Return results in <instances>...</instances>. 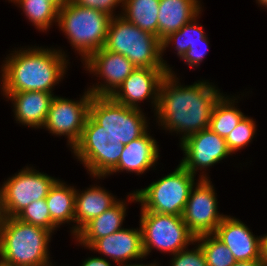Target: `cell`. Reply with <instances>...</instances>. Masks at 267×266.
I'll return each mask as SVG.
<instances>
[{
    "label": "cell",
    "mask_w": 267,
    "mask_h": 266,
    "mask_svg": "<svg viewBox=\"0 0 267 266\" xmlns=\"http://www.w3.org/2000/svg\"><path fill=\"white\" fill-rule=\"evenodd\" d=\"M82 94L79 100L55 95L42 128L49 131L51 135L65 136L70 151L81 138L93 96L88 89Z\"/></svg>",
    "instance_id": "11"
},
{
    "label": "cell",
    "mask_w": 267,
    "mask_h": 266,
    "mask_svg": "<svg viewBox=\"0 0 267 266\" xmlns=\"http://www.w3.org/2000/svg\"><path fill=\"white\" fill-rule=\"evenodd\" d=\"M233 266H263L261 260L236 261Z\"/></svg>",
    "instance_id": "36"
},
{
    "label": "cell",
    "mask_w": 267,
    "mask_h": 266,
    "mask_svg": "<svg viewBox=\"0 0 267 266\" xmlns=\"http://www.w3.org/2000/svg\"><path fill=\"white\" fill-rule=\"evenodd\" d=\"M5 218L2 208V198H1V186H0V227L2 225L3 219Z\"/></svg>",
    "instance_id": "39"
},
{
    "label": "cell",
    "mask_w": 267,
    "mask_h": 266,
    "mask_svg": "<svg viewBox=\"0 0 267 266\" xmlns=\"http://www.w3.org/2000/svg\"><path fill=\"white\" fill-rule=\"evenodd\" d=\"M111 16L66 0L59 9L57 26L83 63L104 47Z\"/></svg>",
    "instance_id": "4"
},
{
    "label": "cell",
    "mask_w": 267,
    "mask_h": 266,
    "mask_svg": "<svg viewBox=\"0 0 267 266\" xmlns=\"http://www.w3.org/2000/svg\"><path fill=\"white\" fill-rule=\"evenodd\" d=\"M103 48L127 57L136 68H166L159 38L121 15L111 18Z\"/></svg>",
    "instance_id": "5"
},
{
    "label": "cell",
    "mask_w": 267,
    "mask_h": 266,
    "mask_svg": "<svg viewBox=\"0 0 267 266\" xmlns=\"http://www.w3.org/2000/svg\"><path fill=\"white\" fill-rule=\"evenodd\" d=\"M87 249L98 252L101 257L104 256L117 265L145 259L140 226L129 229L123 227L113 234L97 239Z\"/></svg>",
    "instance_id": "16"
},
{
    "label": "cell",
    "mask_w": 267,
    "mask_h": 266,
    "mask_svg": "<svg viewBox=\"0 0 267 266\" xmlns=\"http://www.w3.org/2000/svg\"><path fill=\"white\" fill-rule=\"evenodd\" d=\"M208 35L204 37V43L193 44L192 47H189L188 51L184 54L181 60L190 68H198L200 63L203 62V59L208 53L209 49V40Z\"/></svg>",
    "instance_id": "33"
},
{
    "label": "cell",
    "mask_w": 267,
    "mask_h": 266,
    "mask_svg": "<svg viewBox=\"0 0 267 266\" xmlns=\"http://www.w3.org/2000/svg\"><path fill=\"white\" fill-rule=\"evenodd\" d=\"M201 0H160L158 38L162 42L203 12Z\"/></svg>",
    "instance_id": "22"
},
{
    "label": "cell",
    "mask_w": 267,
    "mask_h": 266,
    "mask_svg": "<svg viewBox=\"0 0 267 266\" xmlns=\"http://www.w3.org/2000/svg\"><path fill=\"white\" fill-rule=\"evenodd\" d=\"M254 120L253 117L245 115L236 128L225 138L227 148L232 155L252 143L253 138L256 136V127L258 126Z\"/></svg>",
    "instance_id": "29"
},
{
    "label": "cell",
    "mask_w": 267,
    "mask_h": 266,
    "mask_svg": "<svg viewBox=\"0 0 267 266\" xmlns=\"http://www.w3.org/2000/svg\"><path fill=\"white\" fill-rule=\"evenodd\" d=\"M83 68L100 80L87 87L94 96H111L136 69L127 57L104 48L92 53L83 62Z\"/></svg>",
    "instance_id": "14"
},
{
    "label": "cell",
    "mask_w": 267,
    "mask_h": 266,
    "mask_svg": "<svg viewBox=\"0 0 267 266\" xmlns=\"http://www.w3.org/2000/svg\"><path fill=\"white\" fill-rule=\"evenodd\" d=\"M18 6L31 25L40 32H48L57 25L59 9L47 0H8Z\"/></svg>",
    "instance_id": "27"
},
{
    "label": "cell",
    "mask_w": 267,
    "mask_h": 266,
    "mask_svg": "<svg viewBox=\"0 0 267 266\" xmlns=\"http://www.w3.org/2000/svg\"><path fill=\"white\" fill-rule=\"evenodd\" d=\"M120 199L104 186L94 184L82 191L76 188L74 236L86 223L114 206Z\"/></svg>",
    "instance_id": "21"
},
{
    "label": "cell",
    "mask_w": 267,
    "mask_h": 266,
    "mask_svg": "<svg viewBox=\"0 0 267 266\" xmlns=\"http://www.w3.org/2000/svg\"><path fill=\"white\" fill-rule=\"evenodd\" d=\"M26 47H15L3 60L1 93L41 91L54 94L55 86L62 82L71 63L67 51L39 45Z\"/></svg>",
    "instance_id": "2"
},
{
    "label": "cell",
    "mask_w": 267,
    "mask_h": 266,
    "mask_svg": "<svg viewBox=\"0 0 267 266\" xmlns=\"http://www.w3.org/2000/svg\"><path fill=\"white\" fill-rule=\"evenodd\" d=\"M71 1L78 6L96 9L106 13L111 17L121 15L120 13L116 14L117 10L116 8L119 6V8L121 7L122 8L121 10L123 11V3H124V0H71Z\"/></svg>",
    "instance_id": "32"
},
{
    "label": "cell",
    "mask_w": 267,
    "mask_h": 266,
    "mask_svg": "<svg viewBox=\"0 0 267 266\" xmlns=\"http://www.w3.org/2000/svg\"><path fill=\"white\" fill-rule=\"evenodd\" d=\"M240 219L226 215L214 235L231 251L236 261L260 260L261 235L256 236Z\"/></svg>",
    "instance_id": "17"
},
{
    "label": "cell",
    "mask_w": 267,
    "mask_h": 266,
    "mask_svg": "<svg viewBox=\"0 0 267 266\" xmlns=\"http://www.w3.org/2000/svg\"><path fill=\"white\" fill-rule=\"evenodd\" d=\"M260 260L263 266H267V233L261 236Z\"/></svg>",
    "instance_id": "35"
},
{
    "label": "cell",
    "mask_w": 267,
    "mask_h": 266,
    "mask_svg": "<svg viewBox=\"0 0 267 266\" xmlns=\"http://www.w3.org/2000/svg\"><path fill=\"white\" fill-rule=\"evenodd\" d=\"M200 246L207 266H233L236 262L231 251L214 234L195 237Z\"/></svg>",
    "instance_id": "28"
},
{
    "label": "cell",
    "mask_w": 267,
    "mask_h": 266,
    "mask_svg": "<svg viewBox=\"0 0 267 266\" xmlns=\"http://www.w3.org/2000/svg\"><path fill=\"white\" fill-rule=\"evenodd\" d=\"M139 223L145 258L153 249L172 256L194 245L195 236L182 216L141 211Z\"/></svg>",
    "instance_id": "9"
},
{
    "label": "cell",
    "mask_w": 267,
    "mask_h": 266,
    "mask_svg": "<svg viewBox=\"0 0 267 266\" xmlns=\"http://www.w3.org/2000/svg\"><path fill=\"white\" fill-rule=\"evenodd\" d=\"M201 14L202 12L191 22L185 24L180 30L170 34L161 42L162 62L166 69H173V67H170L167 61L163 59V55L164 53H166L165 51L167 50V48L173 46L172 48H174V50L176 51L175 53L181 59L188 51L189 47H192L193 44L204 43L206 32L203 29V25H200L199 21L197 20L201 18Z\"/></svg>",
    "instance_id": "26"
},
{
    "label": "cell",
    "mask_w": 267,
    "mask_h": 266,
    "mask_svg": "<svg viewBox=\"0 0 267 266\" xmlns=\"http://www.w3.org/2000/svg\"><path fill=\"white\" fill-rule=\"evenodd\" d=\"M76 186L66 184L58 179L51 187L45 198L52 222L58 227L69 224L70 233L74 237V212H75Z\"/></svg>",
    "instance_id": "23"
},
{
    "label": "cell",
    "mask_w": 267,
    "mask_h": 266,
    "mask_svg": "<svg viewBox=\"0 0 267 266\" xmlns=\"http://www.w3.org/2000/svg\"><path fill=\"white\" fill-rule=\"evenodd\" d=\"M52 236L49 230L5 217L0 227V256L17 266H44L52 258Z\"/></svg>",
    "instance_id": "3"
},
{
    "label": "cell",
    "mask_w": 267,
    "mask_h": 266,
    "mask_svg": "<svg viewBox=\"0 0 267 266\" xmlns=\"http://www.w3.org/2000/svg\"><path fill=\"white\" fill-rule=\"evenodd\" d=\"M161 264L157 263L156 260L153 263H149V264H143V263H129V264H125V265H117V266H160Z\"/></svg>",
    "instance_id": "37"
},
{
    "label": "cell",
    "mask_w": 267,
    "mask_h": 266,
    "mask_svg": "<svg viewBox=\"0 0 267 266\" xmlns=\"http://www.w3.org/2000/svg\"><path fill=\"white\" fill-rule=\"evenodd\" d=\"M145 115L147 114L142 109L119 104L110 96L93 95L89 105V116L115 138L118 144L123 145L150 129V122Z\"/></svg>",
    "instance_id": "8"
},
{
    "label": "cell",
    "mask_w": 267,
    "mask_h": 266,
    "mask_svg": "<svg viewBox=\"0 0 267 266\" xmlns=\"http://www.w3.org/2000/svg\"><path fill=\"white\" fill-rule=\"evenodd\" d=\"M255 1H256V3H258V7L260 5L261 7H263V9H264V7H265V9H267V0H255Z\"/></svg>",
    "instance_id": "41"
},
{
    "label": "cell",
    "mask_w": 267,
    "mask_h": 266,
    "mask_svg": "<svg viewBox=\"0 0 267 266\" xmlns=\"http://www.w3.org/2000/svg\"><path fill=\"white\" fill-rule=\"evenodd\" d=\"M16 218L22 222L49 230L53 234L59 229L51 220L48 205L45 199L33 201L26 208H24V210L21 211Z\"/></svg>",
    "instance_id": "30"
},
{
    "label": "cell",
    "mask_w": 267,
    "mask_h": 266,
    "mask_svg": "<svg viewBox=\"0 0 267 266\" xmlns=\"http://www.w3.org/2000/svg\"><path fill=\"white\" fill-rule=\"evenodd\" d=\"M179 146L184 154L179 163L192 175L200 173L199 179H210L208 168L232 156L225 139L209 128L189 135Z\"/></svg>",
    "instance_id": "12"
},
{
    "label": "cell",
    "mask_w": 267,
    "mask_h": 266,
    "mask_svg": "<svg viewBox=\"0 0 267 266\" xmlns=\"http://www.w3.org/2000/svg\"><path fill=\"white\" fill-rule=\"evenodd\" d=\"M54 263H52L51 261L46 263L44 266H56L55 264L53 265Z\"/></svg>",
    "instance_id": "42"
},
{
    "label": "cell",
    "mask_w": 267,
    "mask_h": 266,
    "mask_svg": "<svg viewBox=\"0 0 267 266\" xmlns=\"http://www.w3.org/2000/svg\"><path fill=\"white\" fill-rule=\"evenodd\" d=\"M47 1L53 3L58 9H60L66 2V0H47Z\"/></svg>",
    "instance_id": "38"
},
{
    "label": "cell",
    "mask_w": 267,
    "mask_h": 266,
    "mask_svg": "<svg viewBox=\"0 0 267 266\" xmlns=\"http://www.w3.org/2000/svg\"><path fill=\"white\" fill-rule=\"evenodd\" d=\"M59 178L39 172L29 165L13 174L1 185L2 208L5 217H16L33 201L45 199Z\"/></svg>",
    "instance_id": "10"
},
{
    "label": "cell",
    "mask_w": 267,
    "mask_h": 266,
    "mask_svg": "<svg viewBox=\"0 0 267 266\" xmlns=\"http://www.w3.org/2000/svg\"><path fill=\"white\" fill-rule=\"evenodd\" d=\"M217 193L210 179H199L193 186L182 218L195 236L214 234L226 214L218 211Z\"/></svg>",
    "instance_id": "13"
},
{
    "label": "cell",
    "mask_w": 267,
    "mask_h": 266,
    "mask_svg": "<svg viewBox=\"0 0 267 266\" xmlns=\"http://www.w3.org/2000/svg\"><path fill=\"white\" fill-rule=\"evenodd\" d=\"M158 143L148 129L142 136L124 146L117 166L107 177L124 171L142 175L152 167L156 170V164L160 159Z\"/></svg>",
    "instance_id": "18"
},
{
    "label": "cell",
    "mask_w": 267,
    "mask_h": 266,
    "mask_svg": "<svg viewBox=\"0 0 267 266\" xmlns=\"http://www.w3.org/2000/svg\"><path fill=\"white\" fill-rule=\"evenodd\" d=\"M0 266H17L12 262H9L0 256Z\"/></svg>",
    "instance_id": "40"
},
{
    "label": "cell",
    "mask_w": 267,
    "mask_h": 266,
    "mask_svg": "<svg viewBox=\"0 0 267 266\" xmlns=\"http://www.w3.org/2000/svg\"><path fill=\"white\" fill-rule=\"evenodd\" d=\"M124 146L88 115L81 138L71 152L91 178L104 180L117 166Z\"/></svg>",
    "instance_id": "7"
},
{
    "label": "cell",
    "mask_w": 267,
    "mask_h": 266,
    "mask_svg": "<svg viewBox=\"0 0 267 266\" xmlns=\"http://www.w3.org/2000/svg\"><path fill=\"white\" fill-rule=\"evenodd\" d=\"M194 246L191 249L187 247L173 254L170 259V266H207L200 246L196 242H194Z\"/></svg>",
    "instance_id": "31"
},
{
    "label": "cell",
    "mask_w": 267,
    "mask_h": 266,
    "mask_svg": "<svg viewBox=\"0 0 267 266\" xmlns=\"http://www.w3.org/2000/svg\"><path fill=\"white\" fill-rule=\"evenodd\" d=\"M160 0H124L122 17L141 30L158 37Z\"/></svg>",
    "instance_id": "25"
},
{
    "label": "cell",
    "mask_w": 267,
    "mask_h": 266,
    "mask_svg": "<svg viewBox=\"0 0 267 266\" xmlns=\"http://www.w3.org/2000/svg\"><path fill=\"white\" fill-rule=\"evenodd\" d=\"M239 99L240 96L236 97V94L235 96L223 94L213 107L209 129L224 139L245 116L237 106V103H240Z\"/></svg>",
    "instance_id": "24"
},
{
    "label": "cell",
    "mask_w": 267,
    "mask_h": 266,
    "mask_svg": "<svg viewBox=\"0 0 267 266\" xmlns=\"http://www.w3.org/2000/svg\"><path fill=\"white\" fill-rule=\"evenodd\" d=\"M179 81L171 68L161 82L154 117L158 128L180 135V143L209 128L213 107L223 92L209 80H197L191 85Z\"/></svg>",
    "instance_id": "1"
},
{
    "label": "cell",
    "mask_w": 267,
    "mask_h": 266,
    "mask_svg": "<svg viewBox=\"0 0 267 266\" xmlns=\"http://www.w3.org/2000/svg\"><path fill=\"white\" fill-rule=\"evenodd\" d=\"M180 163L173 172L134 190L140 211L182 216L194 184L198 181Z\"/></svg>",
    "instance_id": "6"
},
{
    "label": "cell",
    "mask_w": 267,
    "mask_h": 266,
    "mask_svg": "<svg viewBox=\"0 0 267 266\" xmlns=\"http://www.w3.org/2000/svg\"><path fill=\"white\" fill-rule=\"evenodd\" d=\"M128 202H130V204L132 202H137L134 191L126 195V200H119L114 206L104 211L101 215L91 219L72 238L75 239L78 245L87 249L97 239L106 237L122 229L123 222L128 212Z\"/></svg>",
    "instance_id": "19"
},
{
    "label": "cell",
    "mask_w": 267,
    "mask_h": 266,
    "mask_svg": "<svg viewBox=\"0 0 267 266\" xmlns=\"http://www.w3.org/2000/svg\"><path fill=\"white\" fill-rule=\"evenodd\" d=\"M12 103L14 118L17 124L34 129H42L53 93L41 91H25L16 93H1Z\"/></svg>",
    "instance_id": "20"
},
{
    "label": "cell",
    "mask_w": 267,
    "mask_h": 266,
    "mask_svg": "<svg viewBox=\"0 0 267 266\" xmlns=\"http://www.w3.org/2000/svg\"><path fill=\"white\" fill-rule=\"evenodd\" d=\"M81 266H112V264L104 257L90 256L82 262Z\"/></svg>",
    "instance_id": "34"
},
{
    "label": "cell",
    "mask_w": 267,
    "mask_h": 266,
    "mask_svg": "<svg viewBox=\"0 0 267 266\" xmlns=\"http://www.w3.org/2000/svg\"><path fill=\"white\" fill-rule=\"evenodd\" d=\"M168 73L166 68H136L110 97L119 104L136 109H142L141 101L148 100L155 112L160 85Z\"/></svg>",
    "instance_id": "15"
}]
</instances>
